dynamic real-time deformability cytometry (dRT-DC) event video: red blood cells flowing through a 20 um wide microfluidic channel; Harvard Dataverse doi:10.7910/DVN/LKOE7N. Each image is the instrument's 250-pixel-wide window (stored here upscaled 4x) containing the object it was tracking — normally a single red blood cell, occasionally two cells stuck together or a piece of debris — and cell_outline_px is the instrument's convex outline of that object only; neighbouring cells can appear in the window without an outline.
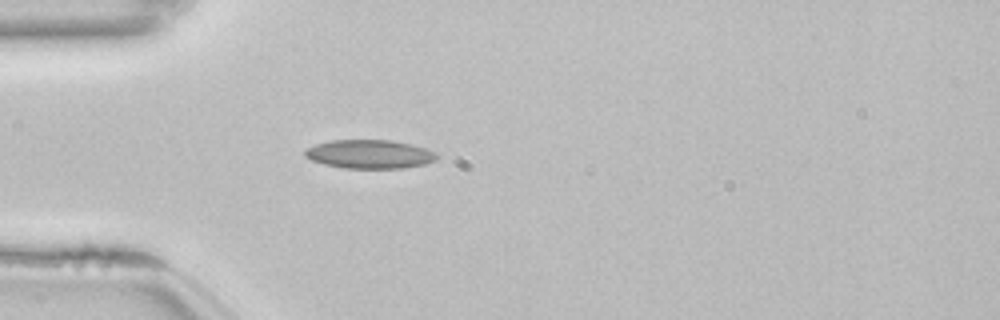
{"species": "common noctule bat (a hibernating species)", "species_latin": "Nyctalus noctula", "temperature_condition": "room temperature", "stored_images_in_passage": 39, "camera_frame_rate_fps": 3000, "um_per_image_px": 0.085, "animal": {"sex": "female", "body_mass_g": 22.7, "forearm_length_mm": 54.2}, "frame": {"image": 1, "passage_image": 1, "time_ms": 0.0, "image_size_px": [1000, 320], "cell_outline_px": [[440, 156], [436, 160], [424, 164], [400, 168], [344, 168], [324, 164], [312, 160], [304, 156], [304, 148], [316, 144], [332, 140], [392, 140], [412, 144], [424, 148]], "centroid_in_image_um": [31.38, 13.1], "position_along_channel_um": 53.6, "area_um2": 22.02}, "authors_computed_cell_mechanics": {"area_um2": 20.23, "velocity_mm_per_s": 3.8557, "shape_relaxation_time_tau1_ms": null, "shape_relaxation_time_tau2_ms": 3.2205, "deformation_change_tau1": null, "deformation_change_tau2": 0.1084}}